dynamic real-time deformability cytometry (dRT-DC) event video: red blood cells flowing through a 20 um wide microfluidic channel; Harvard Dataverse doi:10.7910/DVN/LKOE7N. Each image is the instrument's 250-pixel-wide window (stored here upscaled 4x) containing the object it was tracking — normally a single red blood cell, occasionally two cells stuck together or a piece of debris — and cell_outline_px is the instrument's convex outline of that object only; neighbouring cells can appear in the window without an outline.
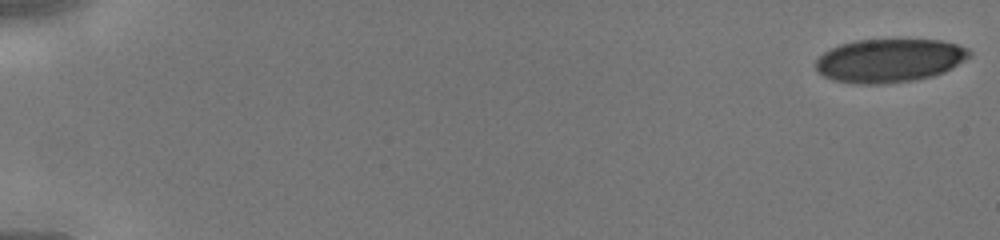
{"species": "human", "species_latin": "Homo sapiens", "temperature_condition": "cold", "stored_images_in_passage": 45, "camera_frame_rate_fps": 3000, "um_per_image_px": 0.085, "donor": {"sex": "male"}, "frame": {"image": 1, "passage_image": 1, "time_ms": 0.0, "image_size_px": [1000, 240], "cell_outline_px": [[972, 56], [952, 68], [944, 72], [932, 76], [916, 80], [884, 84], [856, 84], [832, 80], [824, 76], [816, 68], [816, 60], [824, 52], [840, 44], [856, 40], [940, 40], [956, 44], [968, 48], [972, 52]], "centroid_in_image_um": [75.63, 5.15], "position_along_channel_um": 9.4, "area_um2": 39.07}}
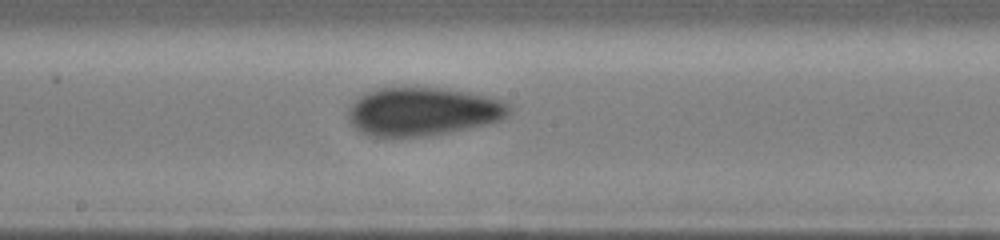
{"frame": {"image": 2, "passage_image": 26, "time_ms": 8.333, "image_size_px": [1000, 240], "cell_outline_px": [[512, 112], [508, 116], [500, 120], [468, 128], [428, 136], [372, 136], [360, 132], [348, 120], [348, 108], [360, 96], [368, 92], [380, 88], [444, 88], [468, 92], [488, 96], [504, 100], [512, 104]], "centroid_in_image_um": [35.99, 9.47], "position_along_channel_um": 212.2, "area_um2": 45.32}}
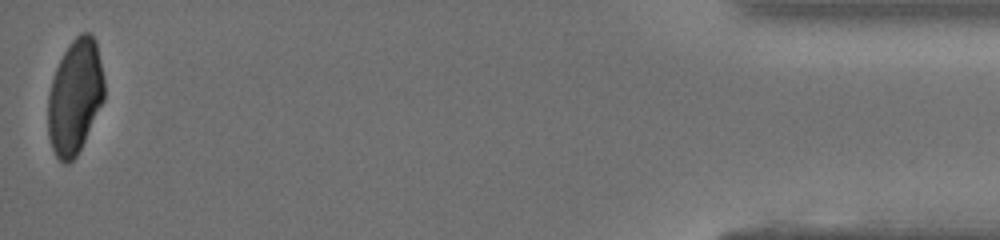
{"frame": {"image": 3, "passage_image": 45, "time_ms": 14.667, "image_size_px": [1000, 240], "cell_outline_px": [[104, 100], [76, 156], [68, 164], [64, 164], [56, 156], [52, 148], [48, 136], [48, 92], [56, 68], [68, 44], [80, 32], [88, 32], [96, 40], [104, 80]], "centroid_in_image_um": [6.36, 8.2], "position_along_channel_um": 428.8, "area_um2": 37.45}}